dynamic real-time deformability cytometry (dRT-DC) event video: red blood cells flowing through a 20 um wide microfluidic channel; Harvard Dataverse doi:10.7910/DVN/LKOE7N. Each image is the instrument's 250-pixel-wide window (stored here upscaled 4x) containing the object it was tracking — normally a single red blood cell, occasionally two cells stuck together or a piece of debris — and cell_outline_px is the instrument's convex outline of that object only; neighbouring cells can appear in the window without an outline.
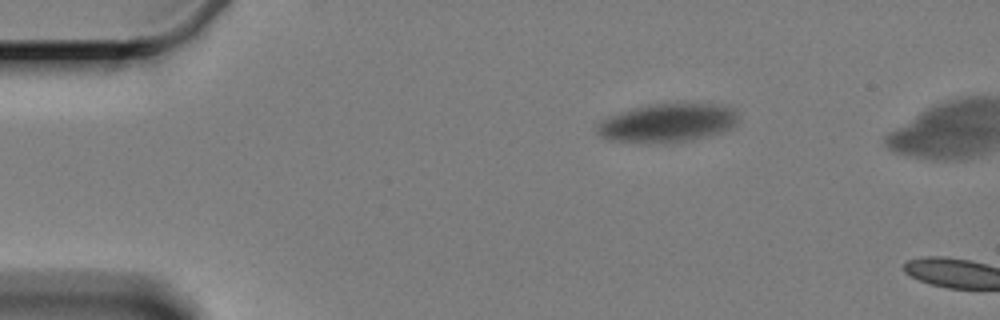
{"species": "Egyptian fruit bat (a non-hibernating species)", "species_latin": "Rousettus aegyptiacus", "temperature_condition": "cold", "stored_images_in_passage": 2, "camera_frame_rate_fps": 3000, "um_per_image_px": 0.085, "animal": {"sex": "female"}, "frame": {"image": 1, "passage_image": 1, "time_ms": 0.0, "image_size_px": [1000, 320], "cell_outline_px": [[736, 124], [720, 132], [708, 136], [668, 144], [660, 144], [612, 140], [600, 136], [596, 132], [596, 124], [608, 116], [632, 108], [648, 104], [720, 104], [736, 112]], "centroid_in_image_um": [56.66, 10.46], "position_along_channel_um": 28.3, "area_um2": 31.62}}